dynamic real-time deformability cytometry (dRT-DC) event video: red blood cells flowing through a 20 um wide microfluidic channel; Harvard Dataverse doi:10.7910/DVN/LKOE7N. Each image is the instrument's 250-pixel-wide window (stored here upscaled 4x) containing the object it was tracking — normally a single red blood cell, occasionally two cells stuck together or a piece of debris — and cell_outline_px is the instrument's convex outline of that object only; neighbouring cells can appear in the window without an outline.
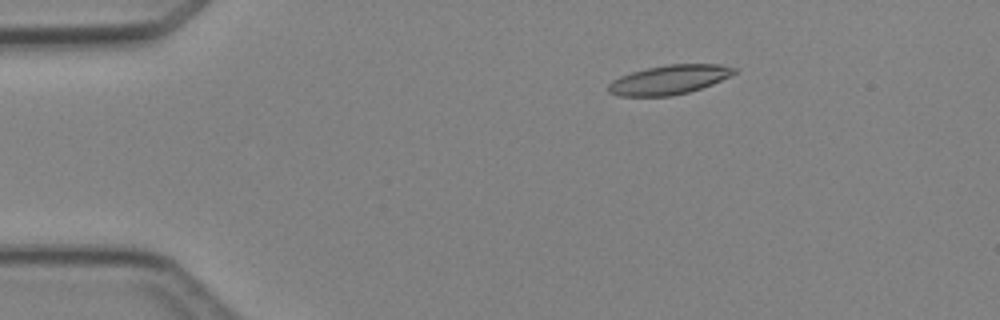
{"species": "Egyptian fruit bat (a non-hibernating species)", "species_latin": "Rousettus aegyptiacus", "temperature_condition": "cold", "stored_images_in_passage": 5, "camera_frame_rate_fps": 3000, "um_per_image_px": 0.085, "animal": {"sex": "female"}, "frame": {"image": 1, "passage_image": 2, "time_ms": 2.0, "image_size_px": [1000, 320], "cell_outline_px": [[736, 72], [712, 84], [688, 92], [672, 96], [616, 96], [608, 92], [608, 84], [612, 80], [620, 76], [632, 72], [648, 68], [668, 64], [720, 64], [736, 68]], "centroid_in_image_um": [56.84, 6.78], "position_along_channel_um": 28.2, "area_um2": 21.33}}
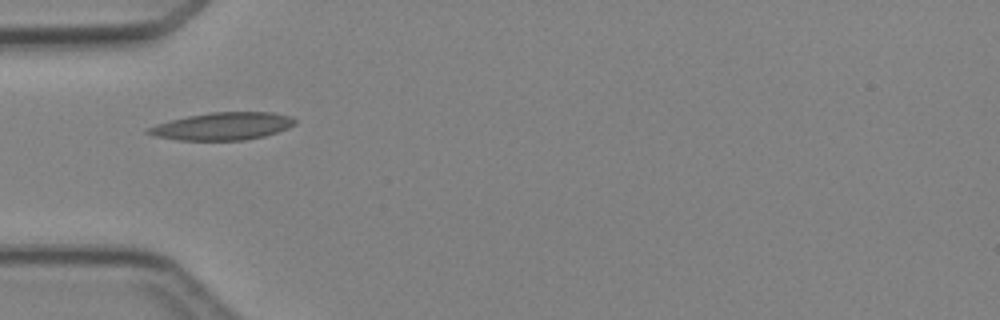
{"frame": {"image": 2, "passage_image": 4, "time_ms": 4.333, "image_size_px": [1000, 320], "cell_outline_px": [[296, 124], [288, 128], [264, 136], [244, 140], [180, 140], [156, 136], [144, 132], [148, 128], [156, 124], [188, 116], [208, 112], [272, 112], [292, 116], [296, 120]], "centroid_in_image_um": [18.95, 10.72], "position_along_channel_um": 66.0, "area_um2": 23.47}}
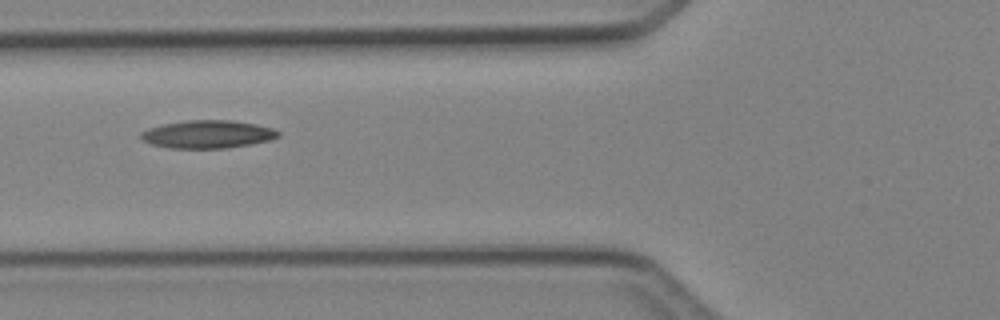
{"frame": {"image": 3, "passage_image": 5, "time_ms": 5.333, "image_size_px": [1000, 320], "cell_outline_px": [[280, 136], [268, 140], [228, 148], [168, 148], [152, 144], [144, 140], [140, 136], [140, 132], [148, 128], [164, 124], [184, 120], [232, 120], [256, 124], [272, 128], [280, 132]], "centroid_in_image_um": [17.64, 11.4], "position_along_channel_um": 108.2, "area_um2": 22.25}}